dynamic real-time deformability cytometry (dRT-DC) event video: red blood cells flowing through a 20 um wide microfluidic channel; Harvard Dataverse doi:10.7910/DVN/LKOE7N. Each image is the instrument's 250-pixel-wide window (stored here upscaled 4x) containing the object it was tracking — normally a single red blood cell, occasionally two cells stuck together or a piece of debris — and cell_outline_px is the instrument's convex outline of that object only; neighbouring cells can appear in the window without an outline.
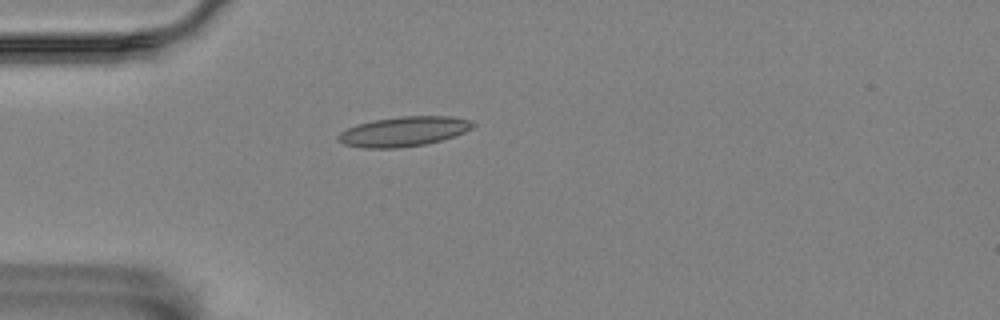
{"species": "Egyptian fruit bat (a non-hibernating species)", "species_latin": "Rousettus aegyptiacus", "temperature_condition": "room temperature", "stored_images_in_passage": 42, "camera_frame_rate_fps": 3000, "um_per_image_px": 0.085, "animal": {"sex": "female"}, "frame": {"image": 1, "passage_image": 1, "time_ms": 0.0, "image_size_px": [1000, 320], "cell_outline_px": [[476, 124], [472, 128], [464, 132], [440, 140], [424, 144], [400, 148], [364, 148], [344, 144], [336, 140], [336, 136], [340, 132], [356, 124], [372, 120], [400, 116], [452, 116], [468, 120]], "centroid_in_image_um": [34.26, 11.17], "position_along_channel_um": 50.7, "area_um2": 23.35}}
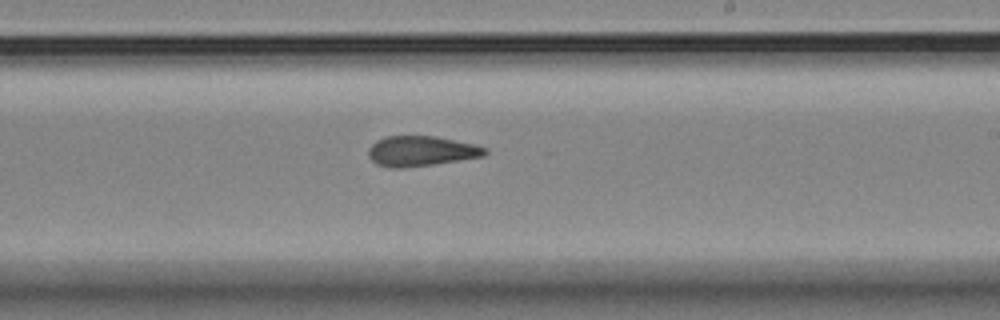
{"frame": {"image": 2, "passage_image": 19, "time_ms": 6.0, "image_size_px": [1000, 320], "cell_outline_px": [[488, 152], [484, 156], [460, 160], [404, 168], [388, 168], [376, 164], [368, 156], [368, 148], [376, 140], [388, 136], [436, 136], [476, 144], [488, 148]], "centroid_in_image_um": [35.8, 12.84], "position_along_channel_um": 253.2, "area_um2": 20.69}}
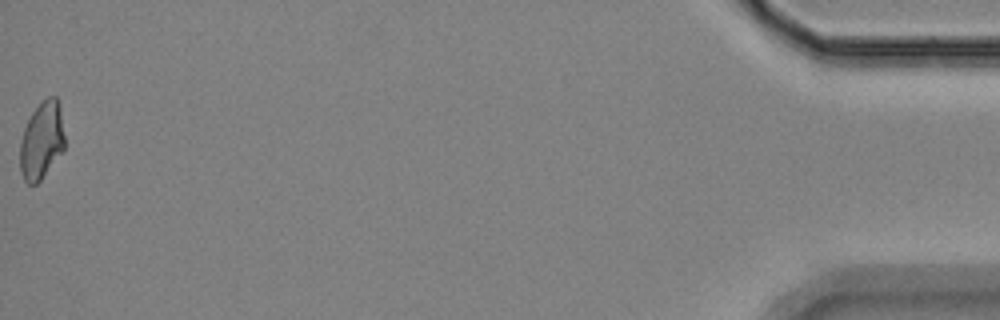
{"frame": {"image": 3, "passage_image": 42, "time_ms": 13.667, "image_size_px": [1000, 320], "cell_outline_px": [[64, 148], [40, 180], [36, 184], [28, 184], [24, 180], [20, 172], [20, 144], [24, 128], [32, 112], [48, 96], [56, 96], [60, 108], [64, 136]], "centroid_in_image_um": [3.52, 11.95], "position_along_channel_um": 431.7, "area_um2": 19.77}, "authors_computed_cell_mechanics": {"area_um2": 20.5479, "velocity_mm_per_s": 3.5511, "shape_relaxation_time_tau1_ms": null, "shape_relaxation_time_tau2_ms": 2.6104, "deformation_change_tau1": null, "deformation_change_tau2": 0.1122}}